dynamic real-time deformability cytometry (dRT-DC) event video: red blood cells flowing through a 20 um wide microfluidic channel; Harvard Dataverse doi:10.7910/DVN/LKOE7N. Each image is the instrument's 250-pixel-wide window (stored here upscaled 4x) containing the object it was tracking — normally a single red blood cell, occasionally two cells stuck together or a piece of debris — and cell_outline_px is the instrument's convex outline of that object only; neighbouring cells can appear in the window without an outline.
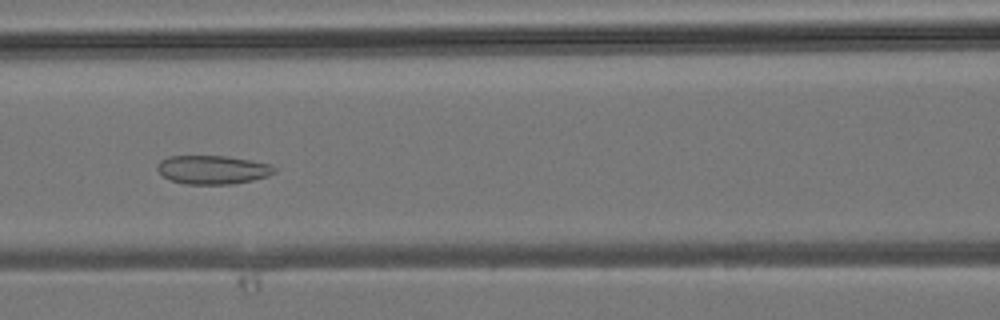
{"species": "common noctule bat (a hibernating species)", "species_latin": "Nyctalus noctula", "temperature_condition": "room temperature", "stored_images_in_passage": 40, "camera_frame_rate_fps": 3000, "um_per_image_px": 0.085, "animal": {"sex": "male", "body_mass_g": 19.2, "forearm_length_mm": 51.8}, "frame": {"image": 1, "passage_image": 17, "time_ms": 5.333, "image_size_px": [1000, 320], "cell_outline_px": [[276, 172], [268, 176], [236, 184], [184, 184], [168, 180], [156, 168], [160, 160], [168, 156], [228, 156], [268, 164], [276, 168]], "centroid_in_image_um": [18.05, 14.43], "position_along_channel_um": 148.5, "area_um2": 19.59}}
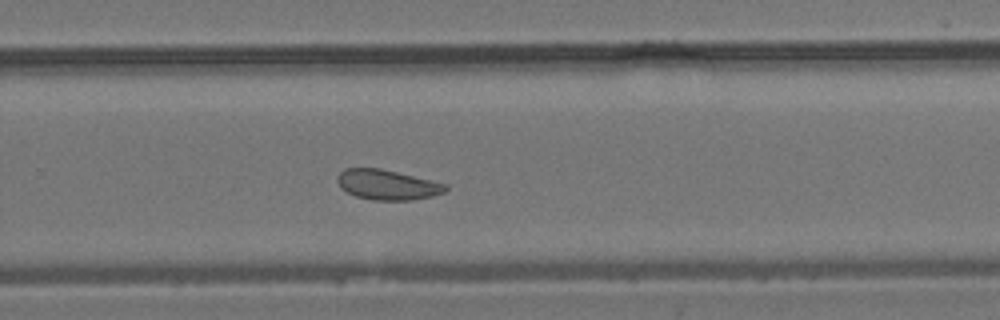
{"frame": {"image": 2, "passage_image": 26, "time_ms": 8.333, "image_size_px": [1000, 320], "cell_outline_px": [[448, 188], [444, 192], [432, 196], [412, 200], [372, 200], [356, 196], [340, 188], [336, 180], [336, 176], [344, 168], [380, 168], [432, 180], [448, 184]], "centroid_in_image_um": [32.91, 15.7], "position_along_channel_um": 296.9, "area_um2": 19.07}}
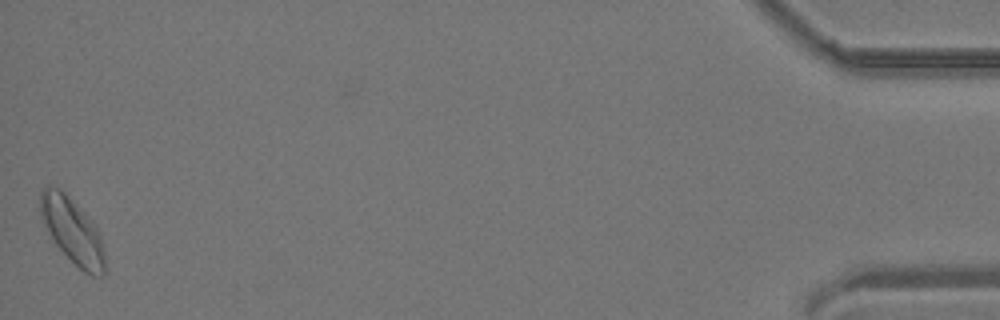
{"frame": {"image": 3, "passage_image": 40, "time_ms": 13.0, "image_size_px": [1000, 320], "cell_outline_px": [[104, 276], [92, 276], [84, 272], [56, 244], [40, 216], [40, 192], [44, 188], [60, 188], [84, 212], [96, 228], [100, 236], [104, 252]], "centroid_in_image_um": [6.16, 19.63], "position_along_channel_um": 429.0, "area_um2": 23.81}}